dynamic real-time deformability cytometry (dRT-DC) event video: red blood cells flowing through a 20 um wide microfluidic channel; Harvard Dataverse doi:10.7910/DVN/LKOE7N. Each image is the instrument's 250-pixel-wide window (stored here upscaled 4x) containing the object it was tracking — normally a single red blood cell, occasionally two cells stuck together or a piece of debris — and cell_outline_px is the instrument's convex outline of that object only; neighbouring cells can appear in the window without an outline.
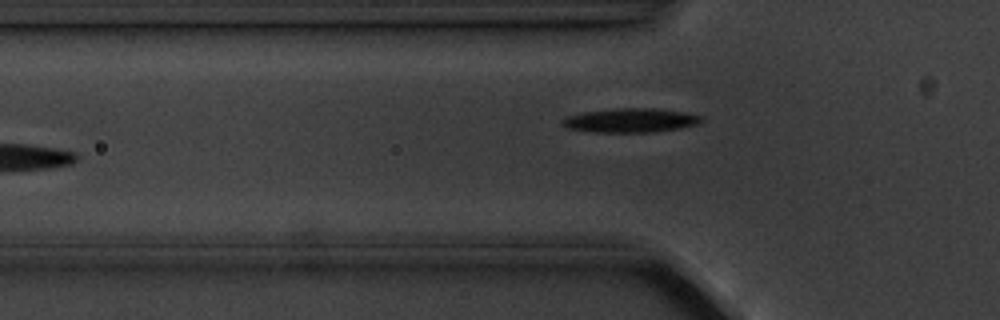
{"species": "common noctule bat (a hibernating species)", "species_latin": "Nyctalus noctula", "temperature_condition": "cold", "stored_images_in_passage": 7, "camera_frame_rate_fps": 3000, "um_per_image_px": 0.085, "animal": {"sex": "male", "body_mass_g": 20.1, "forearm_length_mm": 53.5}, "frame": {"image": 1, "passage_image": 7, "time_ms": 7.0, "image_size_px": [1000, 320], "cell_outline_px": [[704, 120], [696, 124], [680, 128], [656, 132], [592, 132], [568, 128], [560, 124], [560, 120], [568, 116], [584, 112], [616, 108], [656, 108], [684, 112], [704, 116]], "centroid_in_image_um": [53.61, 10.23], "position_along_channel_um": 72.2, "area_um2": 19.65}}